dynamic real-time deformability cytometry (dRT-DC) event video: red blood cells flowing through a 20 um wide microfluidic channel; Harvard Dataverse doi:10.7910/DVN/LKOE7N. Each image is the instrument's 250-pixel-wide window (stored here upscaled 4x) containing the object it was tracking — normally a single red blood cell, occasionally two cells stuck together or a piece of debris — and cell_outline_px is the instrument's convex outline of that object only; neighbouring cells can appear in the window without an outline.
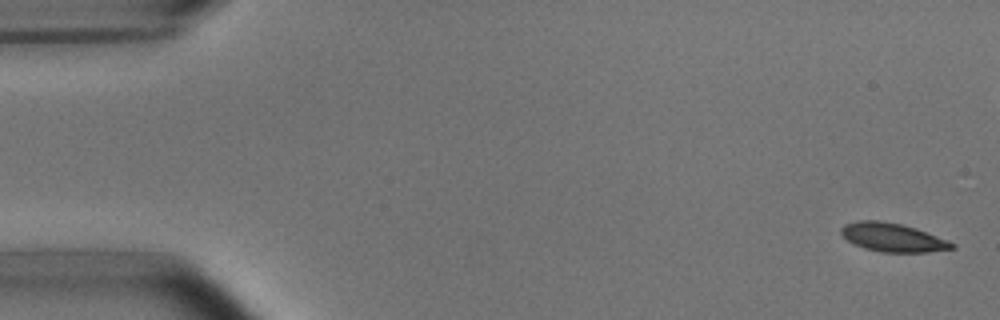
{"species": "common noctule bat (a hibernating species)", "species_latin": "Nyctalus noctula", "temperature_condition": "room temperature", "stored_images_in_passage": 54, "camera_frame_rate_fps": 3000, "um_per_image_px": 0.085, "animal": {"sex": "male", "body_mass_g": 15.6}, "frame": {"image": 1, "passage_image": 2, "time_ms": 0.333, "image_size_px": [1000, 320], "cell_outline_px": [[956, 248], [928, 252], [880, 252], [864, 248], [848, 240], [840, 232], [840, 228], [844, 224], [856, 220], [880, 220], [900, 224], [916, 228], [956, 244]], "centroid_in_image_um": [75.86, 20.17], "position_along_channel_um": 9.1, "area_um2": 18.38}}
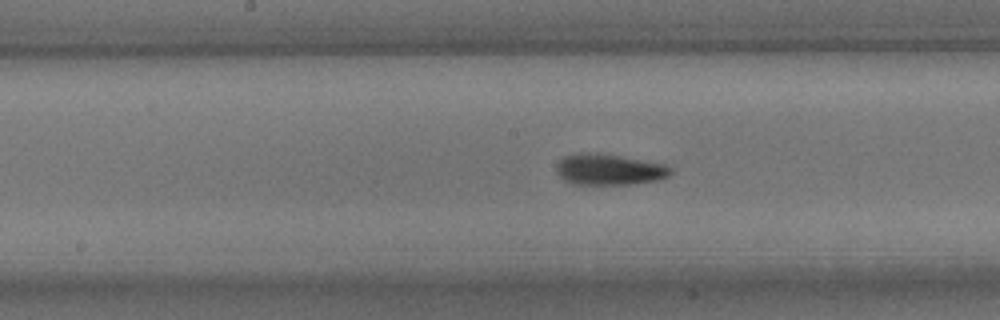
{"frame": {"image": 2, "passage_image": 27, "time_ms": 8.667, "image_size_px": [1000, 320], "cell_outline_px": [[672, 172], [668, 176], [660, 180], [636, 184], [572, 184], [564, 180], [556, 172], [556, 168], [560, 160], [564, 156], [580, 152], [620, 156], [664, 164], [672, 168]], "centroid_in_image_um": [51.79, 14.42], "position_along_channel_um": 196.4, "area_um2": 20.58}}
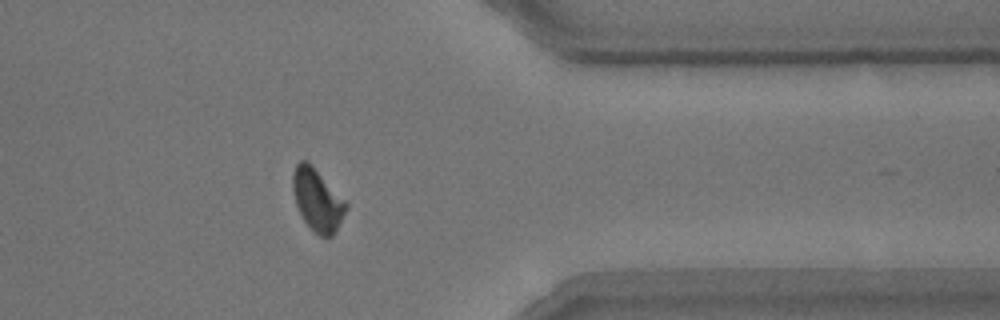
{"frame": {"image": 3, "passage_image": 43, "time_ms": 14.0, "image_size_px": [1000, 320], "cell_outline_px": [[348, 208], [332, 236], [320, 236], [304, 220], [296, 204], [292, 188], [292, 172], [296, 164], [300, 160], [308, 160], [348, 204]], "centroid_in_image_um": [26.96, 16.94], "position_along_channel_um": 384.4, "area_um2": 19.02}, "authors_computed_cell_mechanics": {"area_um2": 19.0162, "velocity_mm_per_s": 3.7928, "shape_relaxation_time_tau1_ms": 4.5565, "shape_relaxation_time_tau2_ms": 1.2723, "deformation_change_tau1": 0.1355, "deformation_change_tau2": 0.0602}}